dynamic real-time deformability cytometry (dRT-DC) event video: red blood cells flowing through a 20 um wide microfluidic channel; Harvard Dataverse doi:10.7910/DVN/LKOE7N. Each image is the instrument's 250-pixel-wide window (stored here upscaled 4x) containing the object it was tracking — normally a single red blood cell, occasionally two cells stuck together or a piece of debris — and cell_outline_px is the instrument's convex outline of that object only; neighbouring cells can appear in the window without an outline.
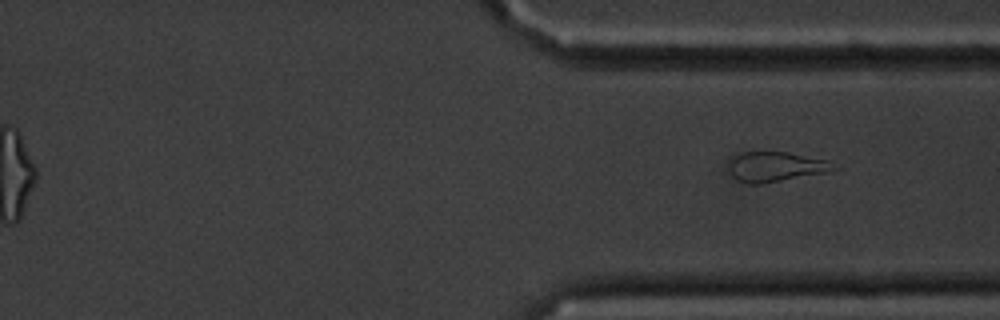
{"species": "common noctule bat (a hibernating species)", "species_latin": "Nyctalus noctula", "temperature_condition": "cold", "stored_images_in_passage": 14, "segment_of_instrument_passage": [2, 2], "camera_frame_rate_fps": 3000, "um_per_image_px": 0.085, "animal": {"sex": "male", "body_mass_g": 20.1, "forearm_length_mm": 53.5}, "frame": {"image": 1, "passage_image": 14, "time_ms": 17.0, "image_size_px": [1000, 320], "cell_outline_px": [[840, 168], [824, 172], [764, 184], [748, 184], [732, 176], [728, 168], [728, 164], [732, 156], [740, 152], [788, 152], [828, 160]], "centroid_in_image_um": [65.9, 14.16], "position_along_channel_um": 345.5, "area_um2": 18.32}}